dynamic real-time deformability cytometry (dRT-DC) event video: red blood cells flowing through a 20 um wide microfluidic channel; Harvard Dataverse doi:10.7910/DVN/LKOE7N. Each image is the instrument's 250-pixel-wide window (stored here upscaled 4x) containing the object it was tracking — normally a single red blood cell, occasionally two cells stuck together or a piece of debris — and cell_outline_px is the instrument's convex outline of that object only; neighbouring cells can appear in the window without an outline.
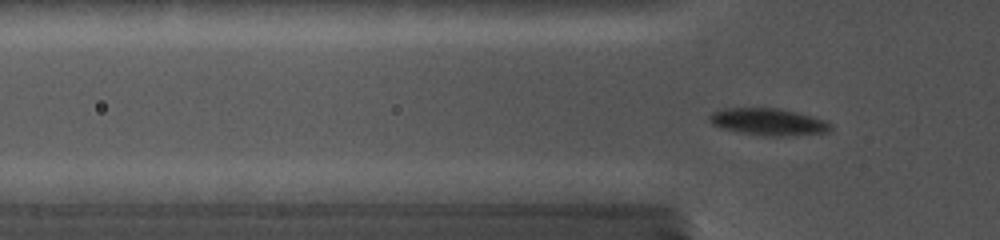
{"species": "common noctule bat (a hibernating species)", "species_latin": "Nyctalus noctula", "temperature_condition": "cold", "stored_images_in_passage": 65, "camera_frame_rate_fps": 5000, "um_per_image_px": 0.085, "animal": {"sex": "female", "body_mass_g": 19.0, "forearm_length_mm": 56.7}, "frame": {"image": 1, "passage_image": 22, "time_ms": 5.2, "image_size_px": [1000, 240], "cell_outline_px": [[832, 128], [828, 132], [784, 136], [768, 136], [744, 132], [724, 128], [712, 124], [708, 120], [708, 116], [712, 112], [724, 108], [780, 108], [828, 120], [832, 124]], "centroid_in_image_um": [65.35, 10.34], "position_along_channel_um": 60.4, "area_um2": 18.96}}
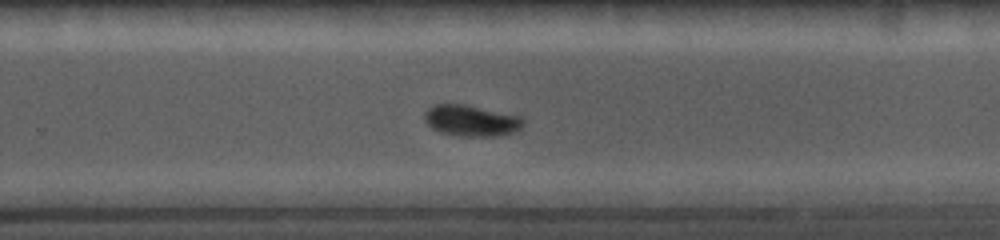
{"frame": {"image": 2, "passage_image": 42, "time_ms": 11.2, "image_size_px": [1000, 240], "cell_outline_px": [[524, 124], [520, 128], [512, 132], [500, 136], [456, 136], [440, 132], [432, 128], [424, 120], [424, 112], [428, 108], [436, 104], [464, 104], [524, 116]], "centroid_in_image_um": [40.07, 10.25], "position_along_channel_um": 289.7, "area_um2": 18.15}}
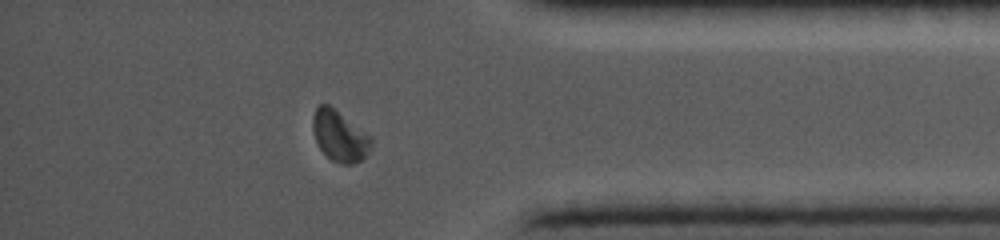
{"frame": {"image": 3, "passage_image": 56, "time_ms": 14.4, "image_size_px": [1000, 240], "cell_outline_px": [[372, 144], [364, 156], [360, 160], [352, 164], [340, 164], [332, 160], [320, 148], [316, 140], [312, 128], [312, 116], [316, 108], [320, 104], [328, 104], [372, 136]], "centroid_in_image_um": [28.86, 11.54], "position_along_channel_um": 406.3, "area_um2": 17.11}}